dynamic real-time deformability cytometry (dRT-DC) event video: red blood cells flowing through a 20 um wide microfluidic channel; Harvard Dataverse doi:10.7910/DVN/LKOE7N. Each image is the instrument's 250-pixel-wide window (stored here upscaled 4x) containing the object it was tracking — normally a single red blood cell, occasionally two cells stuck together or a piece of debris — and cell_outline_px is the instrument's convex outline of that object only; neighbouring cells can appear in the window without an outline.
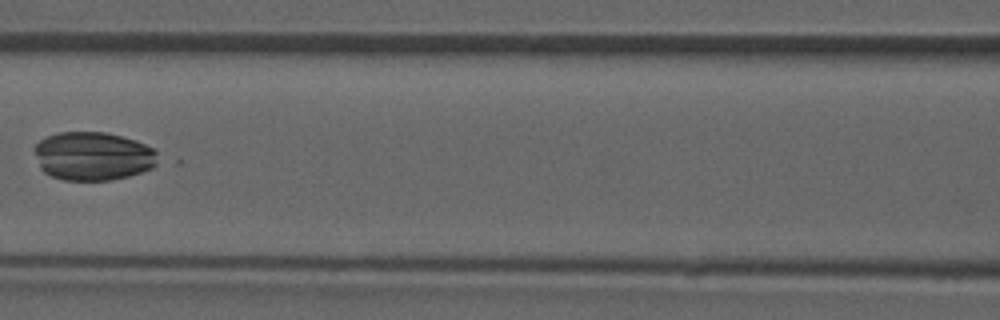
{"species": "common noctule bat (a hibernating species)", "species_latin": "Nyctalus noctula", "temperature_condition": "room temperature", "stored_images_in_passage": 6, "camera_frame_rate_fps": 3000, "um_per_image_px": 0.085, "animal": {"sex": "male", "forearm_length_mm": 52.5}, "frame": {"image": 1, "passage_image": 6, "time_ms": 6.667, "image_size_px": [1000, 320], "cell_outline_px": [[164, 160], [160, 164], [152, 168], [128, 176], [112, 180], [64, 180], [52, 176], [44, 172], [40, 168], [32, 148], [40, 140], [48, 136], [60, 132], [104, 132], [136, 140], [152, 148]], "centroid_in_image_um": [7.94, 13.27], "position_along_channel_um": 158.7, "area_um2": 35.32}}